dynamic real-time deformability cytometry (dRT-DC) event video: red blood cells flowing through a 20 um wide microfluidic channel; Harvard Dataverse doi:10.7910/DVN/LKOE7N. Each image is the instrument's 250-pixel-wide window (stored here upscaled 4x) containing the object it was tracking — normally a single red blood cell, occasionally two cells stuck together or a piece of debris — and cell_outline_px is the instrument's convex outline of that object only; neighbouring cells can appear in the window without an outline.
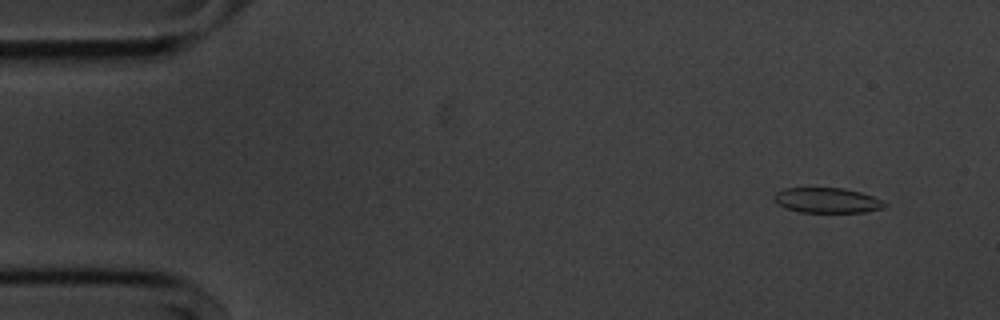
{"species": "common noctule bat (a hibernating species)", "species_latin": "Nyctalus noctula", "temperature_condition": "cold", "stored_images_in_passage": 54, "camera_frame_rate_fps": 3000, "um_per_image_px": 0.085, "animal": {"sex": "male", "body_mass_g": 20.1, "forearm_length_mm": 53.5}, "frame": {"image": 1, "passage_image": 4, "time_ms": 1.0, "image_size_px": [1000, 320], "cell_outline_px": [[888, 204], [884, 208], [864, 212], [800, 212], [784, 208], [776, 204], [772, 196], [776, 192], [784, 188], [844, 188], [860, 192], [872, 196]], "centroid_in_image_um": [70.25, 17.03], "position_along_channel_um": 14.7, "area_um2": 16.3}}
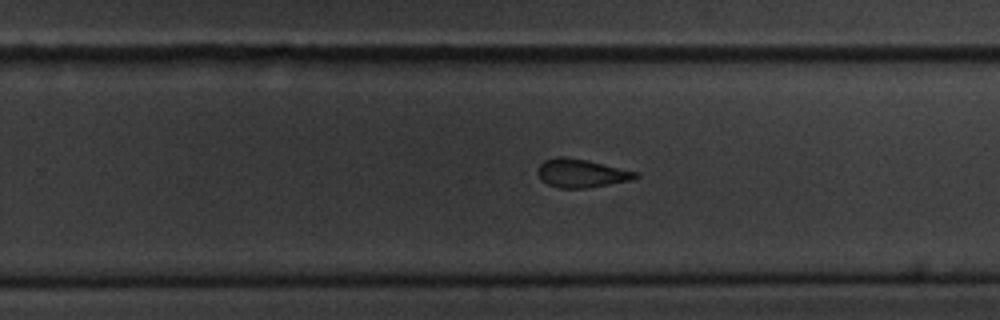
{"frame": {"image": 2, "passage_image": 34, "time_ms": 11.0, "image_size_px": [1000, 320], "cell_outline_px": [[640, 176], [632, 180], [584, 188], [560, 188], [548, 184], [540, 180], [536, 172], [540, 164], [544, 160], [556, 156], [564, 156], [588, 160], [640, 172]], "centroid_in_image_um": [49.41, 14.71], "position_along_channel_um": 280.4, "area_um2": 16.42}}
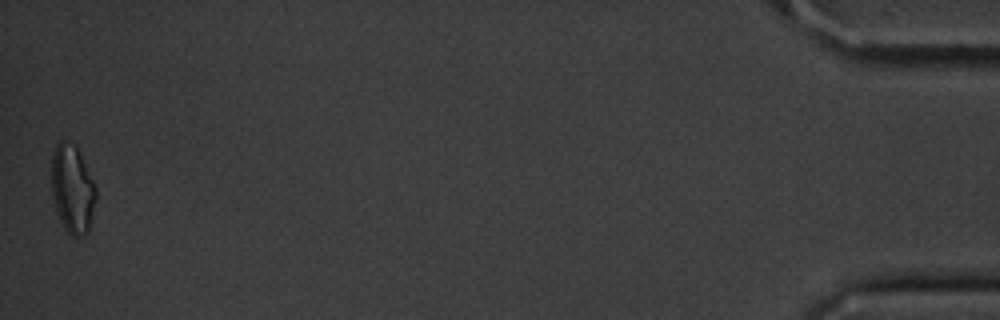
{"frame": {"image": 3, "passage_image": 54, "time_ms": 17.667, "image_size_px": [1000, 320], "cell_outline_px": [[96, 200], [88, 232], [84, 236], [72, 236], [64, 228], [60, 220], [52, 196], [52, 156], [56, 144], [60, 140], [64, 140], [76, 144], [96, 188]], "centroid_in_image_um": [6.16, 16.05], "position_along_channel_um": 429.0, "area_um2": 22.83}, "authors_computed_cell_mechanics": {"area_um2": 17.2244, "velocity_mm_per_s": 3.6327, "shape_relaxation_time_tau1_ms": 3.781, "shape_relaxation_time_tau2_ms": 1.8337, "deformation_change_tau1": 0.0937, "deformation_change_tau2": 0.094}}